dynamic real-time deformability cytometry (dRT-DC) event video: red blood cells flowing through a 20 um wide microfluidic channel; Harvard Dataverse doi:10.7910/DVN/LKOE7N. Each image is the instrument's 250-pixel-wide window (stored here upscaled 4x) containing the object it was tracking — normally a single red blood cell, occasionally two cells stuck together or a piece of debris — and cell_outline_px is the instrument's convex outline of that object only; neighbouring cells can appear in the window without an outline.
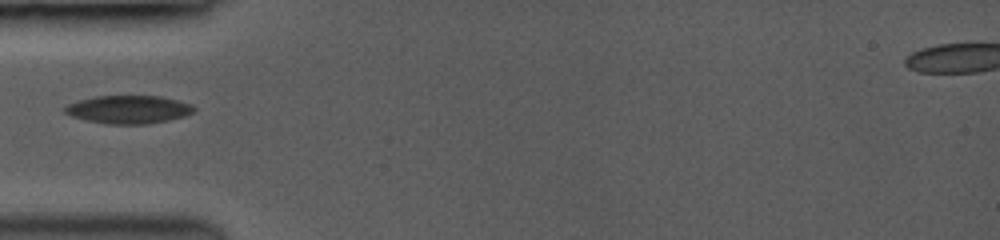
{"species": "common noctule bat (a hibernating species)", "species_latin": "Nyctalus noctula", "temperature_condition": "room temperature", "stored_images_in_passage": 3, "camera_frame_rate_fps": 3500, "um_per_image_px": 0.085, "animal": {"sex": "female", "body_mass_g": 19.0, "forearm_length_mm": 53.3}, "frame": {"image": 1, "passage_image": 1, "time_ms": 0.0, "image_size_px": [1000, 240], "cell_outline_px": [[196, 108], [192, 112], [184, 116], [168, 120], [148, 124], [108, 124], [88, 120], [72, 116], [64, 112], [64, 108], [68, 104], [80, 100], [96, 96], [160, 96], [176, 100], [188, 104]], "centroid_in_image_um": [10.91, 9.31], "position_along_channel_um": 74.1, "area_um2": 20.81}}